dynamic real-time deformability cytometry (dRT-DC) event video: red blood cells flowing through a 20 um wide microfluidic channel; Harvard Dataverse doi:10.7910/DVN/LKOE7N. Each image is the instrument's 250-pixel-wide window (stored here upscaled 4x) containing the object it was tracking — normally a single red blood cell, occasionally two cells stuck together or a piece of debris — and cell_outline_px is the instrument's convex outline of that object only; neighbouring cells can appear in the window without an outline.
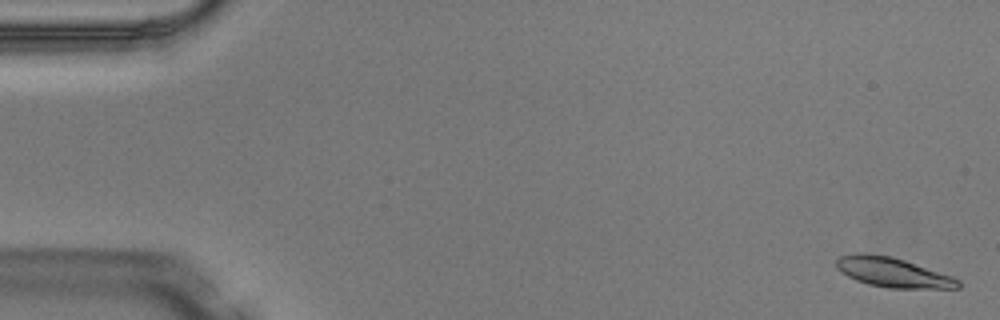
{"species": "Egyptian fruit bat (a non-hibernating species)", "species_latin": "Rousettus aegyptiacus", "temperature_condition": "warm", "stored_images_in_passage": 4, "camera_frame_rate_fps": 3000, "um_per_image_px": 0.085, "animal": {"sex": "male"}, "frame": {"image": 1, "passage_image": 1, "time_ms": 0.0, "image_size_px": [1000, 320], "cell_outline_px": [[960, 288], [888, 288], [868, 284], [856, 280], [840, 272], [836, 268], [836, 260], [840, 256], [856, 252], [864, 252], [892, 256], [952, 276], [960, 280]], "centroid_in_image_um": [75.85, 23.14], "position_along_channel_um": 9.2, "area_um2": 21.15}}
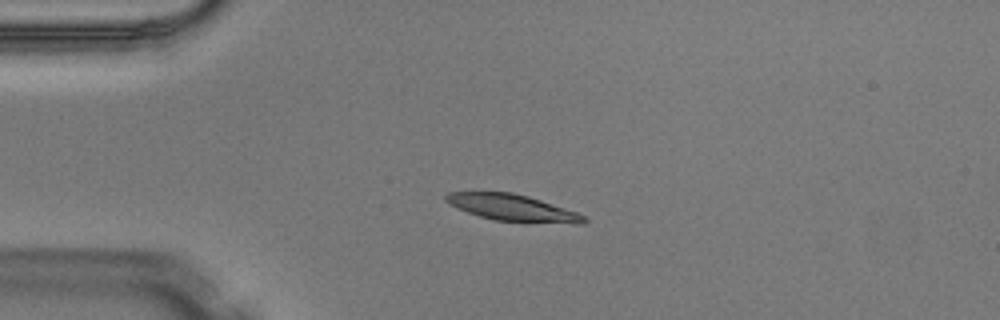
{"frame": {"image": 2, "passage_image": 3, "time_ms": 0.667, "image_size_px": [1000, 320], "cell_outline_px": [[588, 220], [584, 224], [576, 224], [492, 220], [468, 212], [448, 204], [444, 200], [444, 196], [448, 192], [512, 192], [528, 196], [576, 212], [584, 216]], "centroid_in_image_um": [43.54, 17.66], "position_along_channel_um": 41.5, "area_um2": 21.21}}